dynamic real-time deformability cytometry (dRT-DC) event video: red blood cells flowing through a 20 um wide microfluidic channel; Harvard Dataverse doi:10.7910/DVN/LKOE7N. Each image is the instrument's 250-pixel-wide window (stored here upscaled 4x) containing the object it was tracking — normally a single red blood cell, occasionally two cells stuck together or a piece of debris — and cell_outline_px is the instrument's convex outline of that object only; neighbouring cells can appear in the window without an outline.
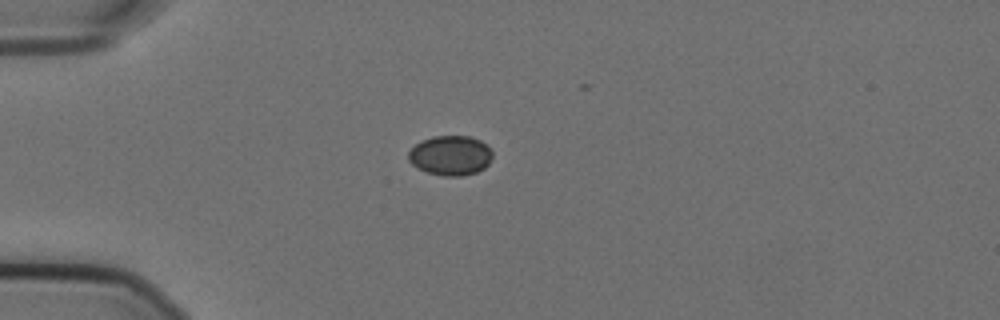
{"species": "Egyptian fruit bat (a non-hibernating species)", "species_latin": "Rousettus aegyptiacus", "temperature_condition": "cold", "stored_images_in_passage": 36, "camera_frame_rate_fps": 3000, "um_per_image_px": 0.085, "animal": {"sex": "female"}, "frame": {"image": 1, "passage_image": 1, "time_ms": 0.0, "image_size_px": [1000, 320], "cell_outline_px": [[492, 156], [488, 164], [484, 168], [476, 172], [460, 176], [444, 176], [428, 172], [412, 164], [408, 160], [408, 152], [420, 140], [432, 136], [472, 136], [480, 140], [492, 152]], "centroid_in_image_um": [38.28, 13.2], "position_along_channel_um": 46.7, "area_um2": 19.36}}
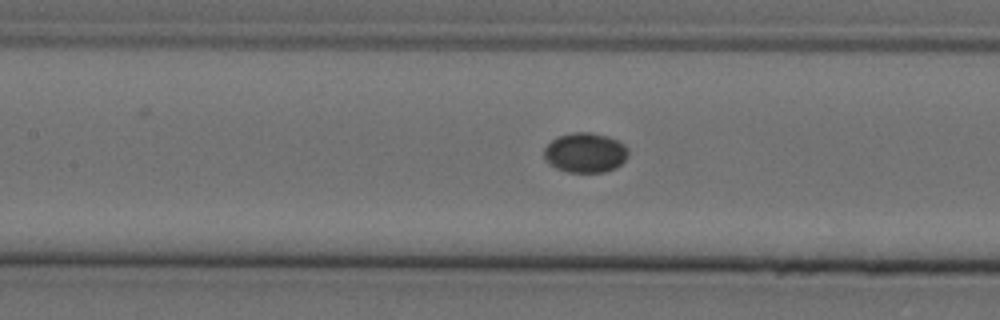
{"frame": {"image": 2, "passage_image": 12, "time_ms": 3.667, "image_size_px": [1000, 320], "cell_outline_px": [[628, 152], [624, 160], [616, 168], [604, 172], [568, 172], [556, 168], [548, 164], [544, 156], [544, 148], [556, 136], [572, 132], [592, 132], [608, 136], [624, 144], [628, 148]], "centroid_in_image_um": [49.72, 12.97], "position_along_channel_um": 157.7, "area_um2": 19.65}}
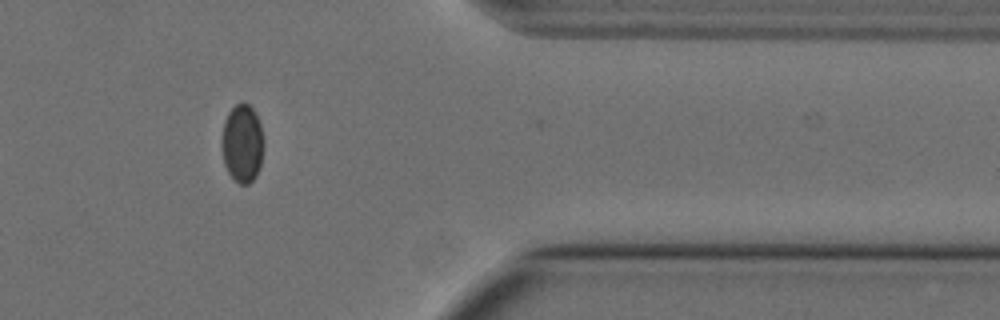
{"frame": {"image": 3, "passage_image": 33, "time_ms": 10.667, "image_size_px": [1000, 320], "cell_outline_px": [[264, 144], [260, 168], [256, 176], [248, 184], [240, 184], [232, 180], [224, 164], [220, 144], [220, 140], [224, 120], [228, 112], [236, 104], [244, 100], [252, 108], [260, 124], [264, 140]], "centroid_in_image_um": [20.57, 12.19], "position_along_channel_um": 390.8, "area_um2": 19.65}}